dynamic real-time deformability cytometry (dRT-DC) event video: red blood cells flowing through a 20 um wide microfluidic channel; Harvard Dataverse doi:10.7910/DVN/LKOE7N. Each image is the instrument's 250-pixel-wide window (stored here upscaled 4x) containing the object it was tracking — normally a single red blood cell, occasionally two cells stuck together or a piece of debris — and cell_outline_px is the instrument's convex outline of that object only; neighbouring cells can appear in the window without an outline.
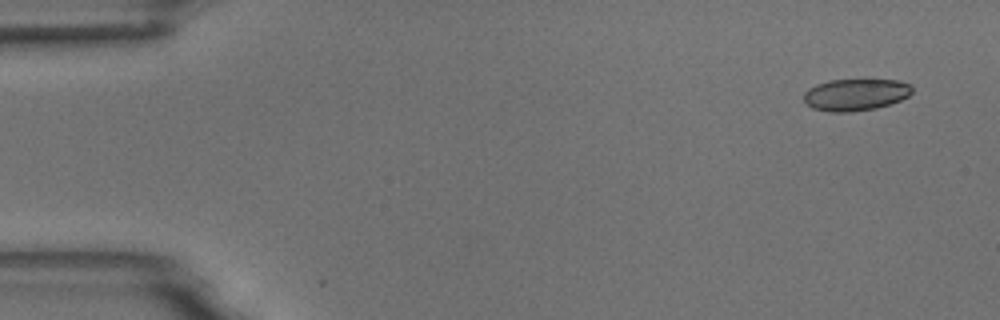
{"species": "common noctule bat (a hibernating species)", "species_latin": "Nyctalus noctula", "temperature_condition": "room temperature", "stored_images_in_passage": 5, "camera_frame_rate_fps": 3000, "um_per_image_px": 0.085, "animal": {"sex": "male", "body_mass_g": 18.8}, "frame": {"image": 1, "passage_image": 1, "time_ms": 0.0, "image_size_px": [1000, 320], "cell_outline_px": [[912, 92], [908, 96], [900, 100], [876, 108], [848, 112], [828, 112], [812, 108], [804, 100], [804, 92], [808, 88], [816, 84], [828, 80], [900, 80], [908, 84], [912, 88]], "centroid_in_image_um": [72.69, 8.04], "position_along_channel_um": 12.3, "area_um2": 20.06}}
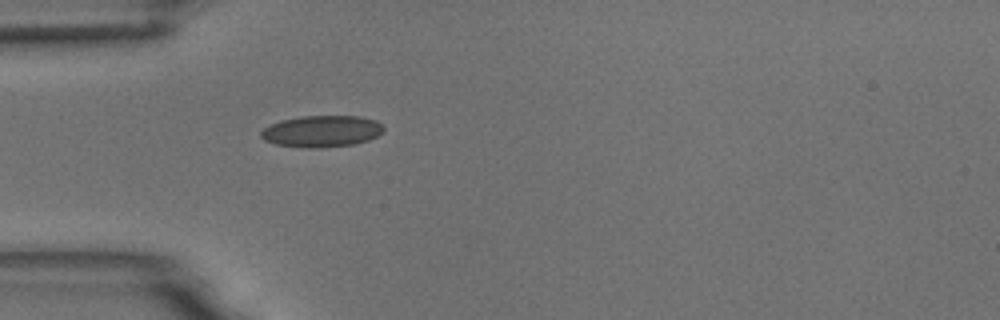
{"frame": {"image": 2, "passage_image": 5, "time_ms": 4.333, "image_size_px": [1000, 320], "cell_outline_px": [[384, 132], [368, 140], [352, 144], [320, 148], [304, 148], [276, 144], [264, 140], [260, 136], [260, 132], [264, 128], [280, 120], [300, 116], [360, 116], [376, 120], [384, 128]], "centroid_in_image_um": [27.34, 11.15], "position_along_channel_um": 57.7, "area_um2": 22.6}}